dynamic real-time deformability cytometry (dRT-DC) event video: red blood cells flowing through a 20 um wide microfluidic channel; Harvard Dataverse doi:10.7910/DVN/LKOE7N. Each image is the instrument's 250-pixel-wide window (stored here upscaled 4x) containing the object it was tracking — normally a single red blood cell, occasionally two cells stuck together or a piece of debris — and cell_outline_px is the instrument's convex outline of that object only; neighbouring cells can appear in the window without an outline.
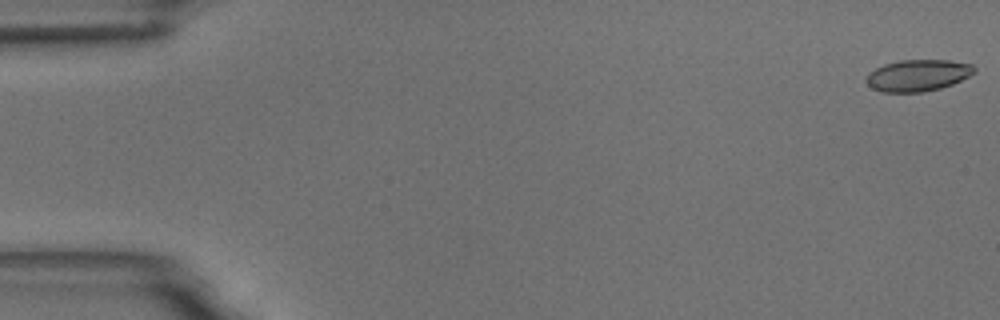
{"species": "common noctule bat (a hibernating species)", "species_latin": "Nyctalus noctula", "temperature_condition": "room temperature", "stored_images_in_passage": 56, "camera_frame_rate_fps": 3000, "um_per_image_px": 0.085, "animal": {"sex": "male", "body_mass_g": 18.8}, "frame": {"image": 1, "passage_image": 1, "time_ms": 0.0, "image_size_px": [1000, 320], "cell_outline_px": [[976, 72], [952, 84], [940, 88], [924, 92], [884, 92], [872, 88], [864, 80], [868, 72], [884, 64], [900, 60], [948, 60], [972, 64], [976, 68]], "centroid_in_image_um": [78.0, 6.4], "position_along_channel_um": 7.0, "area_um2": 19.94}}
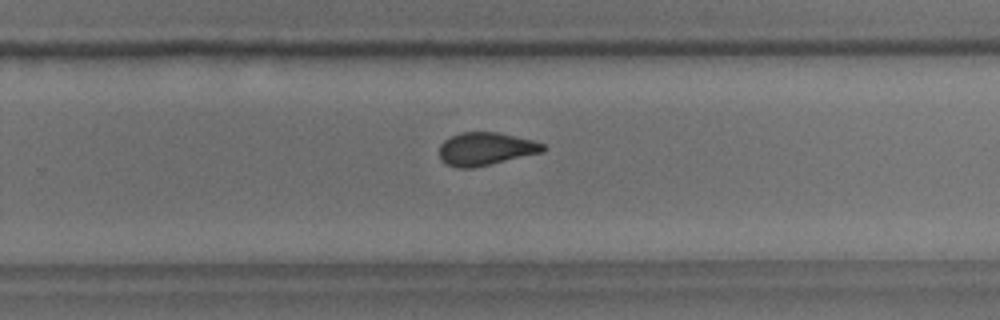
{"frame": {"image": 2, "passage_image": 36, "time_ms": 11.667, "image_size_px": [1000, 320], "cell_outline_px": [[548, 148], [544, 152], [472, 168], [456, 168], [440, 160], [440, 144], [444, 140], [460, 132], [496, 132], [532, 140], [544, 144]], "centroid_in_image_um": [41.29, 12.66], "position_along_channel_um": 288.5, "area_um2": 19.88}}
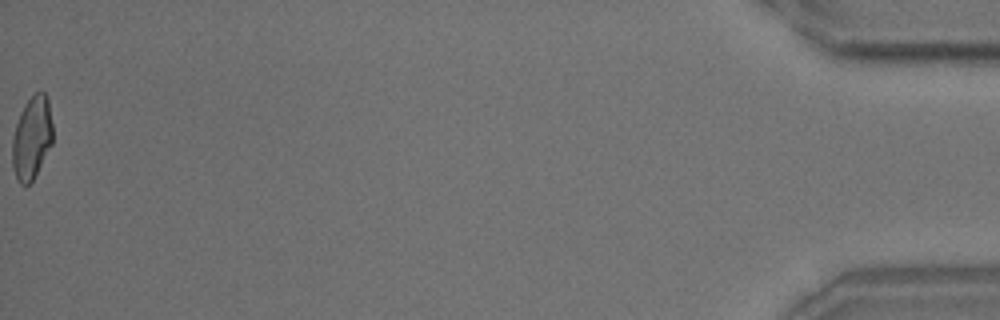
{"frame": {"image": 3, "passage_image": 56, "time_ms": 18.333, "image_size_px": [1000, 320], "cell_outline_px": [[52, 144], [32, 180], [28, 184], [20, 184], [16, 176], [12, 164], [12, 140], [16, 124], [20, 112], [24, 104], [36, 92], [44, 92], [48, 100], [52, 124]], "centroid_in_image_um": [2.7, 11.7], "position_along_channel_um": 432.5, "area_um2": 19.25}, "authors_computed_cell_mechanics": {"area_um2": 20.3167, "velocity_mm_per_s": 3.6526, "shape_relaxation_time_tau1_ms": 8.0913, "shape_relaxation_time_tau2_ms": 1.7359, "deformation_change_tau1": 0.1771, "deformation_change_tau2": 0.0731}}